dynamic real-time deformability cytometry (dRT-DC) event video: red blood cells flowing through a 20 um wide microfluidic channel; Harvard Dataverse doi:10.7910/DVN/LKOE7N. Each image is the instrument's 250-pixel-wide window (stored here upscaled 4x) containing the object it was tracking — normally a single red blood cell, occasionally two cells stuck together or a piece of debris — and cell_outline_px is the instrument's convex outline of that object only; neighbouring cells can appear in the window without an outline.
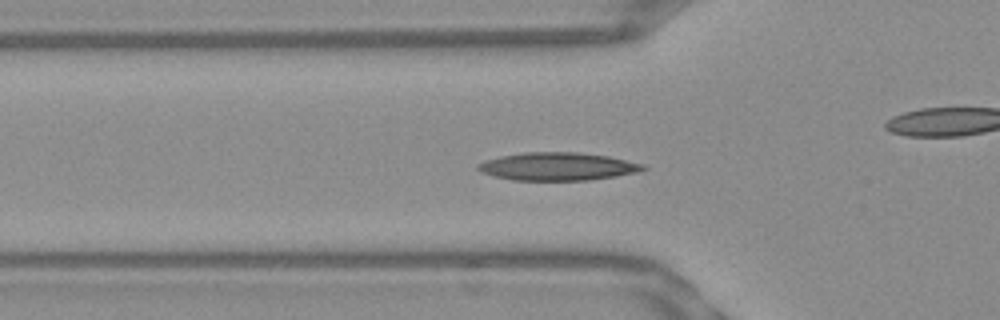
{"species": "Egyptian fruit bat (a non-hibernating species)", "species_latin": "Rousettus aegyptiacus", "temperature_condition": "warm", "stored_images_in_passage": 53, "camera_frame_rate_fps": 3000, "um_per_image_px": 0.085, "frame": {"image": 1, "passage_image": 17, "time_ms": 5.333, "image_size_px": [1000, 320], "cell_outline_px": [[648, 168], [636, 172], [616, 176], [588, 180], [512, 180], [480, 172], [476, 168], [476, 164], [484, 160], [500, 156], [524, 152], [576, 152], [608, 156], [644, 164]], "centroid_in_image_um": [47.36, 14.14], "position_along_channel_um": 78.4, "area_um2": 26.88}}
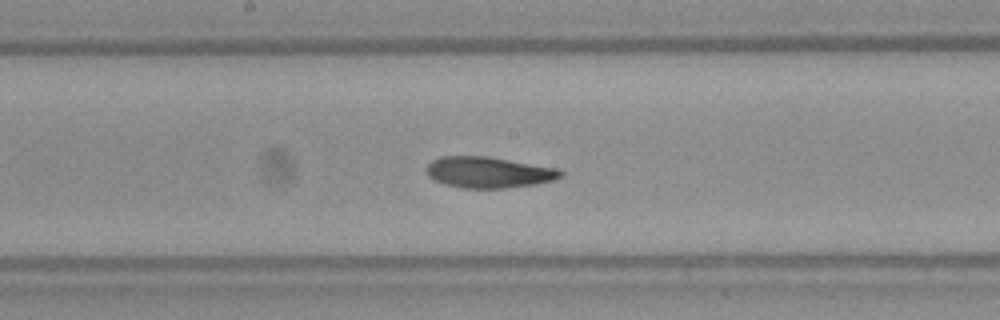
{"frame": {"image": 2, "passage_image": 27, "time_ms": 8.667, "image_size_px": [1000, 320], "cell_outline_px": [[564, 176], [552, 180], [536, 184], [504, 188], [460, 188], [444, 184], [428, 176], [424, 168], [432, 160], [440, 156], [488, 156], [560, 168], [564, 172]], "centroid_in_image_um": [41.54, 14.64], "position_along_channel_um": 206.7, "area_um2": 24.62}}
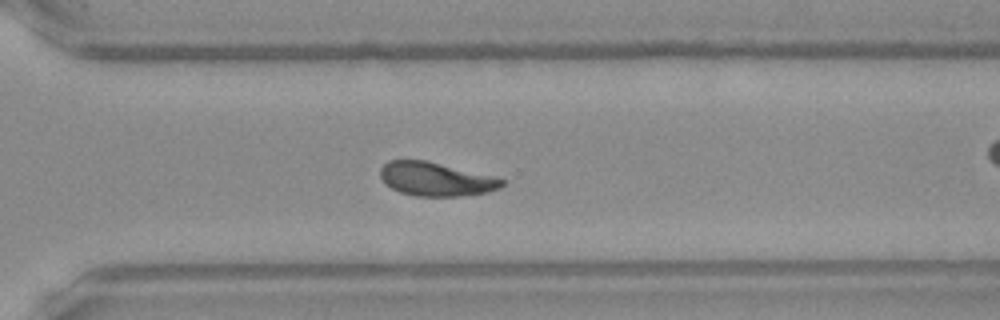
{"frame": {"image": 3, "passage_image": 37, "time_ms": 12.0, "image_size_px": [1000, 320], "cell_outline_px": [[504, 184], [500, 188], [488, 192], [460, 196], [416, 196], [400, 192], [384, 184], [380, 176], [380, 168], [388, 160], [424, 160], [492, 176], [504, 180]], "centroid_in_image_um": [37.01, 15.23], "position_along_channel_um": 333.6, "area_um2": 23.7}, "authors_computed_cell_mechanics": {"area_um2": 24.4494, "velocity_mm_per_s": 3.8189, "shape_relaxation_time_tau1_ms": 10.0875, "shape_relaxation_time_tau2_ms": 4.103, "deformation_change_tau1": 0.245, "deformation_change_tau2": 0.1024}}